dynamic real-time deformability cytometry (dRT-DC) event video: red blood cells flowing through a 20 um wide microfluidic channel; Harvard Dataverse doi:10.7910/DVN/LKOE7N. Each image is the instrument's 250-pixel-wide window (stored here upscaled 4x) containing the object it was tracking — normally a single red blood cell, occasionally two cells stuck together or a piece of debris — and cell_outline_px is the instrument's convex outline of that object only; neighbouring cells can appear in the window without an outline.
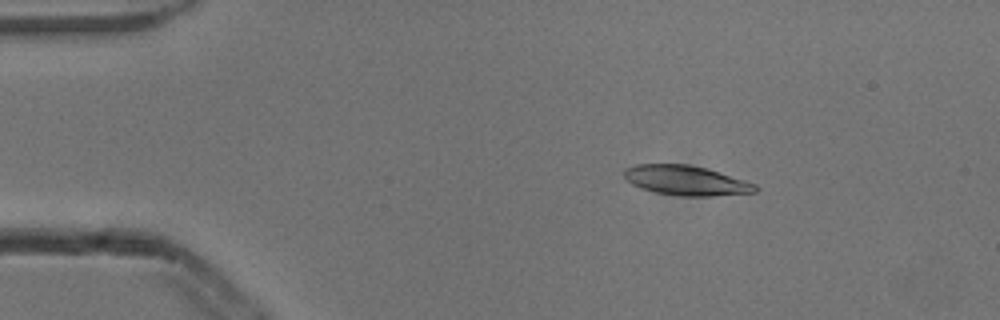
{"species": "common noctule bat (a hibernating species)", "species_latin": "Nyctalus noctula", "temperature_condition": "cold", "stored_images_in_passage": 5, "camera_frame_rate_fps": 3000, "um_per_image_px": 0.085, "animal": {"sex": "male", "body_mass_g": 13.3}, "frame": {"image": 1, "passage_image": 3, "time_ms": 0.667, "image_size_px": [1000, 320], "cell_outline_px": [[760, 188], [756, 192], [712, 196], [680, 196], [656, 192], [632, 184], [624, 176], [624, 168], [636, 164], [688, 164], [708, 168], [756, 184]], "centroid_in_image_um": [58.35, 15.33], "position_along_channel_um": 26.7, "area_um2": 22.72}}
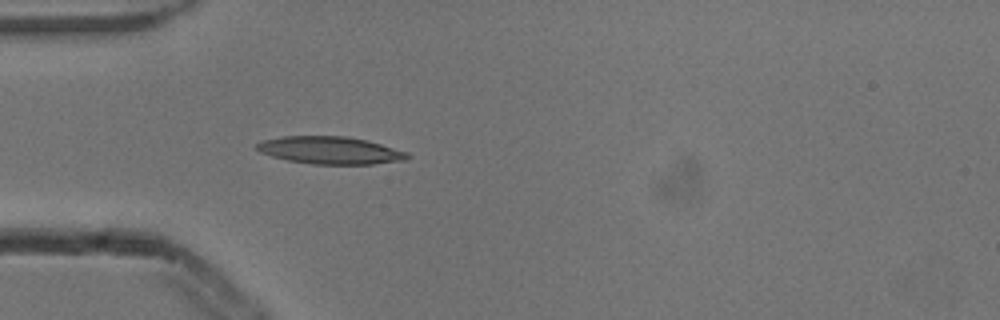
{"frame": {"image": 2, "passage_image": 5, "time_ms": 1.333, "image_size_px": [1000, 320], "cell_outline_px": [[412, 156], [404, 160], [372, 164], [312, 164], [288, 160], [272, 156], [260, 152], [256, 148], [256, 144], [260, 140], [284, 136], [344, 136], [368, 140], [408, 152]], "centroid_in_image_um": [28.07, 12.77], "position_along_channel_um": 56.9, "area_um2": 24.16}}